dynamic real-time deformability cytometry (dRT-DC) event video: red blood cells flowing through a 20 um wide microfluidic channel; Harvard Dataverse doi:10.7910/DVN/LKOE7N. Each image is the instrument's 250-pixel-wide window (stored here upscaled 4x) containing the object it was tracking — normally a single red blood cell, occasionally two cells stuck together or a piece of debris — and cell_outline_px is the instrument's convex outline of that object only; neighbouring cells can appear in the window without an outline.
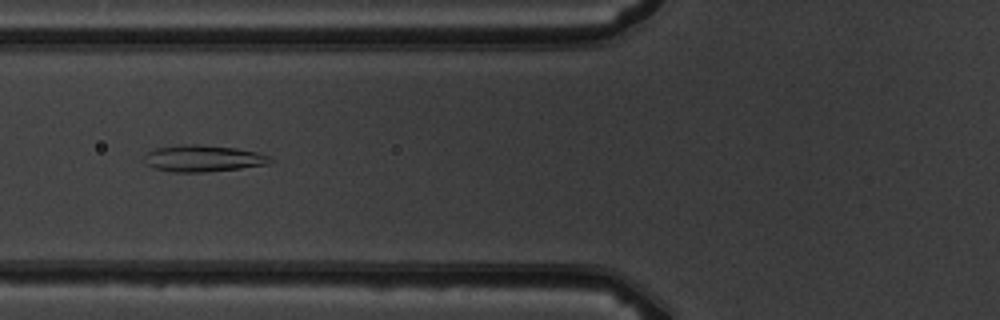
{"species": "common noctule bat (a hibernating species)", "species_latin": "Nyctalus noctula", "temperature_condition": "warm", "stored_images_in_passage": 10, "camera_frame_rate_fps": 3000, "um_per_image_px": 0.085, "animal": {"sex": "male", "body_mass_g": 19.5, "forearm_length_mm": 54.6}, "frame": {"image": 1, "passage_image": 6, "time_ms": 6.0, "image_size_px": [1000, 320], "cell_outline_px": [[272, 160], [268, 164], [240, 168], [204, 172], [172, 172], [156, 168], [144, 164], [144, 156], [148, 152], [156, 148], [180, 144], [196, 144], [236, 148], [256, 152], [272, 156]], "centroid_in_image_um": [17.25, 13.46], "position_along_channel_um": 108.6, "area_um2": 19.54}}
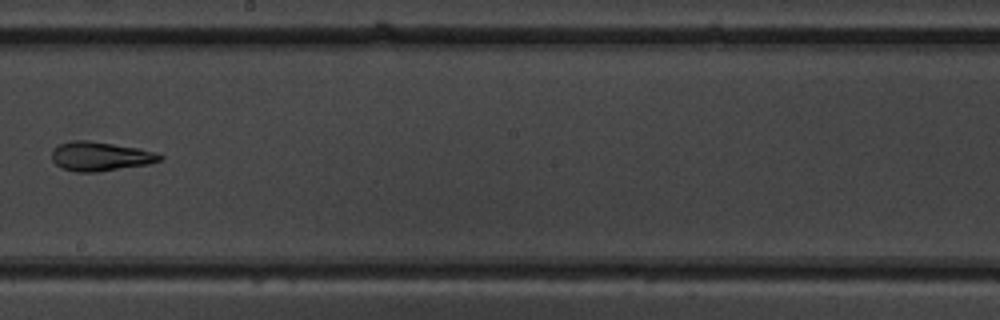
{"frame": {"image": 2, "passage_image": 9, "time_ms": 9.333, "image_size_px": [1000, 320], "cell_outline_px": [[164, 160], [148, 164], [96, 172], [76, 172], [60, 168], [52, 160], [52, 148], [60, 144], [72, 140], [88, 140], [136, 148], [152, 152], [164, 156]], "centroid_in_image_um": [8.48, 13.3], "position_along_channel_um": 239.7, "area_um2": 18.26}}
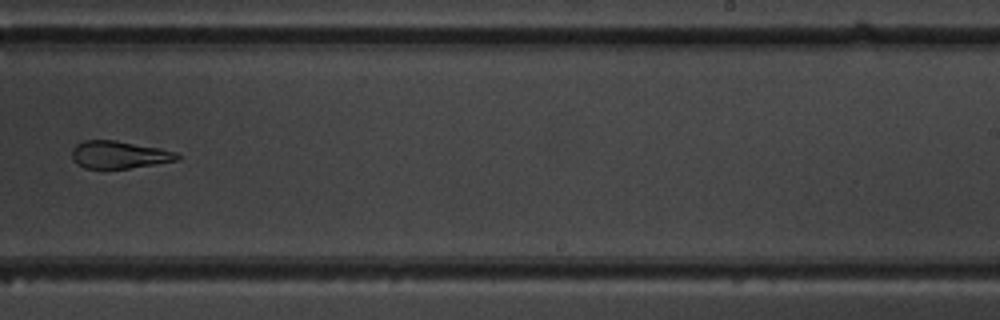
{"frame": {"image": 3, "passage_image": 10, "time_ms": 10.333, "image_size_px": [1000, 320], "cell_outline_px": [[180, 160], [156, 164], [128, 168], [84, 168], [76, 164], [72, 160], [72, 148], [76, 144], [84, 140], [116, 140], [160, 148], [176, 152], [180, 156]], "centroid_in_image_um": [10.11, 13.15], "position_along_channel_um": 278.9, "area_um2": 16.99}}